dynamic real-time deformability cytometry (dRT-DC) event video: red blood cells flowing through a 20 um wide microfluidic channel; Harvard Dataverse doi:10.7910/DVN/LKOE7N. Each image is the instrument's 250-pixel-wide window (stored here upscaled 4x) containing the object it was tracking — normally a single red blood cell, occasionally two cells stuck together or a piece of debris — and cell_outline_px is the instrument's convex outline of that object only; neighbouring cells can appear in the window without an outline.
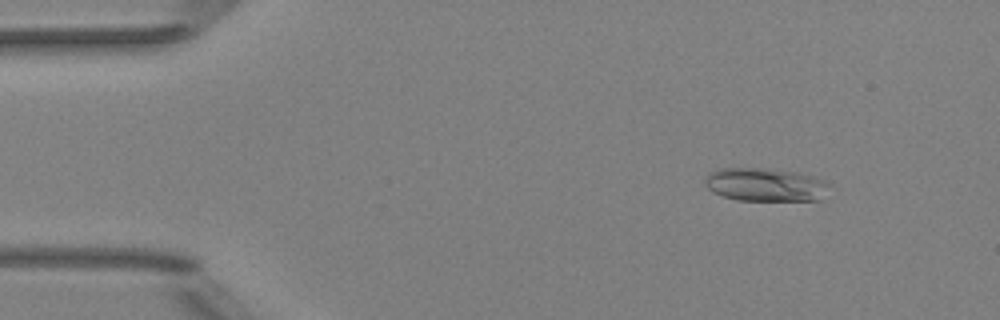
{"species": "Egyptian fruit bat (a non-hibernating species)", "species_latin": "Rousettus aegyptiacus", "temperature_condition": "room temperature", "stored_images_in_passage": 8, "camera_frame_rate_fps": 3000, "um_per_image_px": 0.085, "animal": {"sex": "female"}, "frame": {"image": 1, "passage_image": 2, "time_ms": 1.333, "image_size_px": [1000, 320], "cell_outline_px": [[832, 184], [820, 200], [736, 200], [712, 192], [704, 184], [704, 176], [708, 172], [716, 168], [768, 168], [796, 172], [812, 176], [824, 180]], "centroid_in_image_um": [65.02, 15.68], "position_along_channel_um": 20.0, "area_um2": 24.45}}
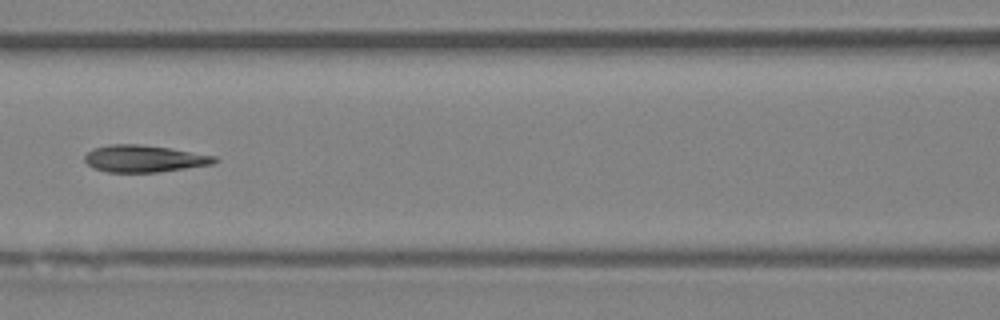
{"frame": {"image": 2, "passage_image": 7, "time_ms": 7.0, "image_size_px": [1000, 320], "cell_outline_px": [[216, 160], [212, 164], [156, 172], [108, 172], [92, 168], [84, 160], [84, 156], [88, 152], [96, 148], [112, 144], [136, 144], [168, 148], [216, 156]], "centroid_in_image_um": [12.2, 13.49], "position_along_channel_um": 154.4, "area_um2": 20.0}}
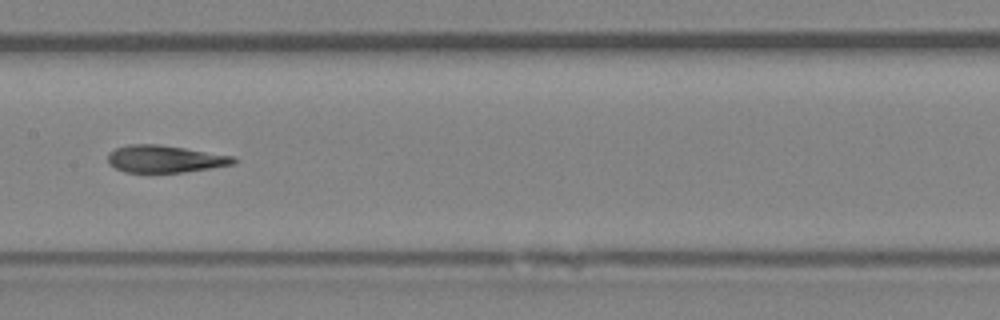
{"frame": {"image": 3, "passage_image": 8, "time_ms": 8.0, "image_size_px": [1000, 320], "cell_outline_px": [[236, 160], [232, 164], [208, 168], [180, 172], [124, 172], [108, 164], [108, 152], [116, 148], [128, 144], [156, 144], [184, 148], [236, 156]], "centroid_in_image_um": [13.97, 13.5], "position_along_channel_um": 193.4, "area_um2": 19.77}}